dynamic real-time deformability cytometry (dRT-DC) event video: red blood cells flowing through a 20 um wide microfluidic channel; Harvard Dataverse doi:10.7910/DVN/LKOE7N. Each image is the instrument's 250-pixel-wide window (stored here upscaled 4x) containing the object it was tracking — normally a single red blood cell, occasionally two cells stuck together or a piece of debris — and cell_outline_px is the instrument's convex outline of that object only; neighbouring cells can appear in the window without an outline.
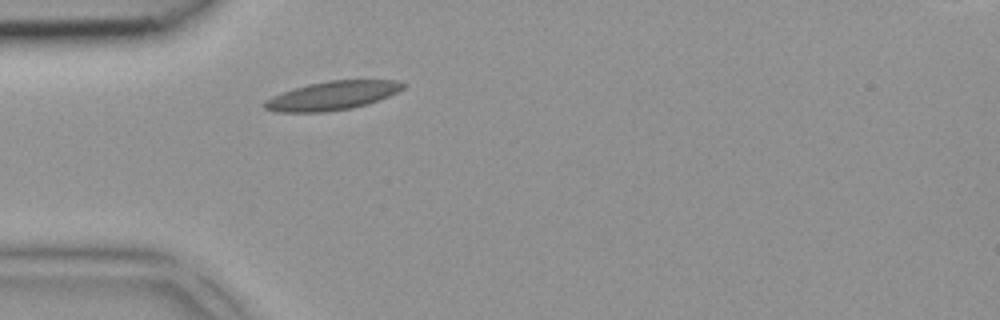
{"species": "common noctule bat (a hibernating species)", "species_latin": "Nyctalus noctula", "temperature_condition": "room temperature", "stored_images_in_passage": 1, "camera_frame_rate_fps": 3000, "um_per_image_px": 0.085, "animal": {"sex": "female", "body_mass_g": 18.4}, "frame": {"image": 1, "passage_image": 1, "time_ms": 0.0, "image_size_px": [1000, 320], "cell_outline_px": [[408, 84], [404, 88], [388, 96], [368, 104], [352, 108], [324, 112], [276, 112], [264, 108], [264, 100], [272, 96], [308, 84], [328, 80], [396, 80]], "centroid_in_image_um": [28.26, 8.13], "position_along_channel_um": 56.7, "area_um2": 23.12}}